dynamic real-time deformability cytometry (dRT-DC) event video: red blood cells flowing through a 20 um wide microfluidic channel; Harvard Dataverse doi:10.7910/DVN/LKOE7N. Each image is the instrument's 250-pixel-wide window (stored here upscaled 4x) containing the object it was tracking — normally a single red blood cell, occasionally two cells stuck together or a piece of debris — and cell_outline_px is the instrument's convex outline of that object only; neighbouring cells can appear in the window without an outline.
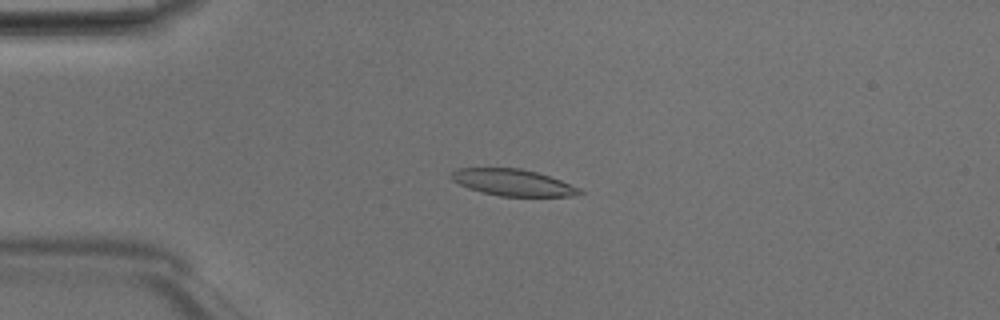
{"species": "Egyptian fruit bat (a non-hibernating species)", "species_latin": "Rousettus aegyptiacus", "temperature_condition": "room temperature", "stored_images_in_passage": 38, "camera_frame_rate_fps": 3000, "um_per_image_px": 0.085, "animal": {"sex": "male"}, "frame": {"image": 1, "passage_image": 1, "time_ms": 0.0, "image_size_px": [1000, 320], "cell_outline_px": [[584, 192], [572, 196], [500, 196], [468, 188], [452, 180], [448, 176], [456, 168], [520, 168], [536, 172], [560, 180], [580, 188]], "centroid_in_image_um": [43.57, 15.51], "position_along_channel_um": 41.4, "area_um2": 19.71}}
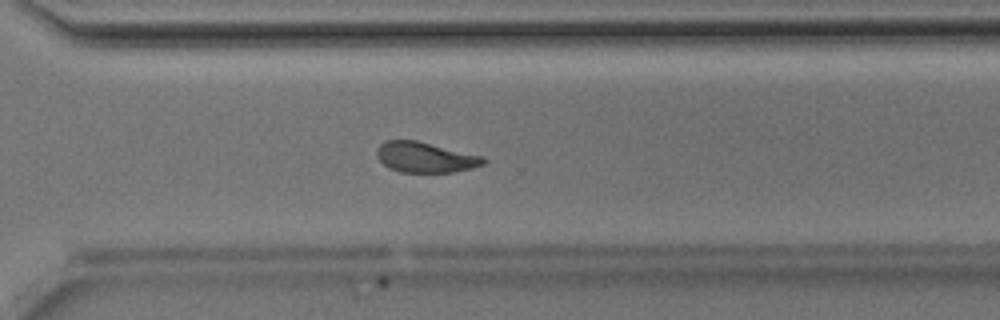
{"frame": {"image": 2, "passage_image": 24, "time_ms": 7.667, "image_size_px": [1000, 320], "cell_outline_px": [[488, 160], [484, 164], [472, 168], [452, 172], [400, 172], [388, 168], [376, 156], [376, 148], [384, 140], [416, 140], [484, 156]], "centroid_in_image_um": [36.14, 13.36], "position_along_channel_um": 334.5, "area_um2": 19.07}}
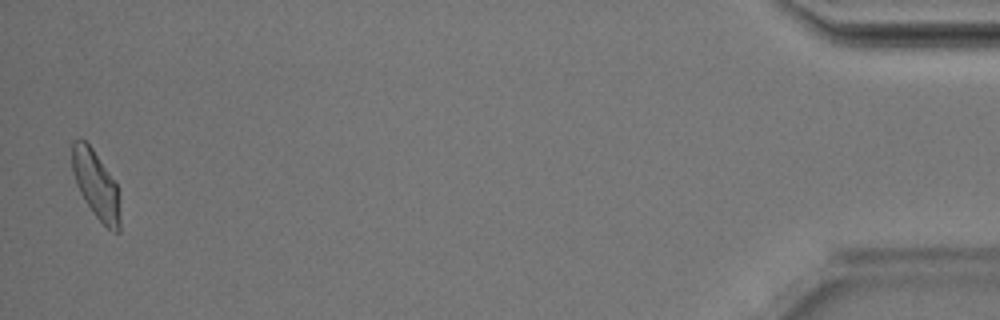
{"frame": {"image": 3, "passage_image": 37, "time_ms": 12.0, "image_size_px": [1000, 320], "cell_outline_px": [[120, 232], [112, 232], [92, 212], [84, 200], [76, 184], [72, 172], [72, 140], [80, 136], [92, 148], [116, 184], [120, 192]], "centroid_in_image_um": [8.16, 15.71], "position_along_channel_um": 427.0, "area_um2": 19.13}, "authors_computed_cell_mechanics": {"area_um2": 19.4786, "velocity_mm_per_s": 4.1755, "shape_relaxation_time_tau1_ms": 3.3319, "shape_relaxation_time_tau2_ms": 1.5058, "deformation_change_tau1": 0.1521, "deformation_change_tau2": 0.0914}}